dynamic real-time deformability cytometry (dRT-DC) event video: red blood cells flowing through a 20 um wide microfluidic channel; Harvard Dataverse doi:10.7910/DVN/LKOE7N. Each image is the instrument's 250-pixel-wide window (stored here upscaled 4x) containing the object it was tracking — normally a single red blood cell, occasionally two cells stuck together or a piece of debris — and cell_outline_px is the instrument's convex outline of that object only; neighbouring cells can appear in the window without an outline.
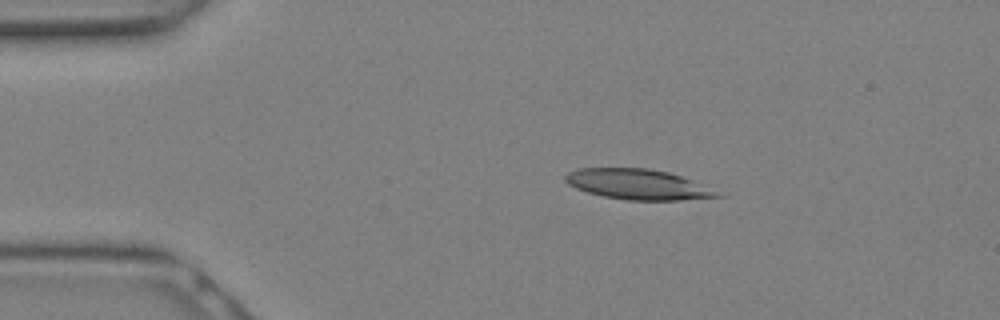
{"species": "Egyptian fruit bat (a non-hibernating species)", "species_latin": "Rousettus aegyptiacus", "temperature_condition": "warm", "stored_images_in_passage": 9, "camera_frame_rate_fps": 3000, "um_per_image_px": 0.085, "animal": {"sex": "female"}, "frame": {"image": 1, "passage_image": 4, "time_ms": 1.0, "image_size_px": [1000, 320], "cell_outline_px": [[724, 196], [680, 200], [628, 200], [604, 196], [588, 192], [576, 188], [568, 184], [564, 180], [564, 176], [568, 172], [576, 168], [648, 168], [668, 172], [692, 180]], "centroid_in_image_um": [54.15, 15.66], "position_along_channel_um": 30.9, "area_um2": 26.53}}
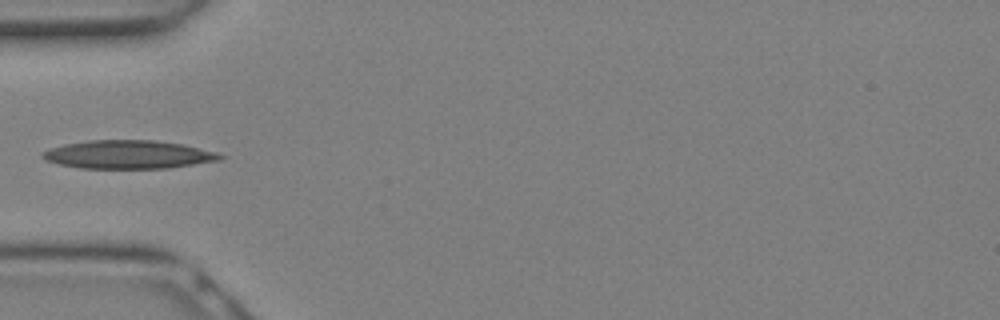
{"frame": {"image": 2, "passage_image": 8, "time_ms": 2.333, "image_size_px": [1000, 320], "cell_outline_px": [[224, 156], [220, 160], [168, 168], [80, 168], [60, 164], [48, 160], [40, 156], [40, 152], [48, 148], [64, 144], [88, 140], [156, 140], [184, 144], [216, 152]], "centroid_in_image_um": [10.89, 13.12], "position_along_channel_um": 74.1, "area_um2": 29.36}}